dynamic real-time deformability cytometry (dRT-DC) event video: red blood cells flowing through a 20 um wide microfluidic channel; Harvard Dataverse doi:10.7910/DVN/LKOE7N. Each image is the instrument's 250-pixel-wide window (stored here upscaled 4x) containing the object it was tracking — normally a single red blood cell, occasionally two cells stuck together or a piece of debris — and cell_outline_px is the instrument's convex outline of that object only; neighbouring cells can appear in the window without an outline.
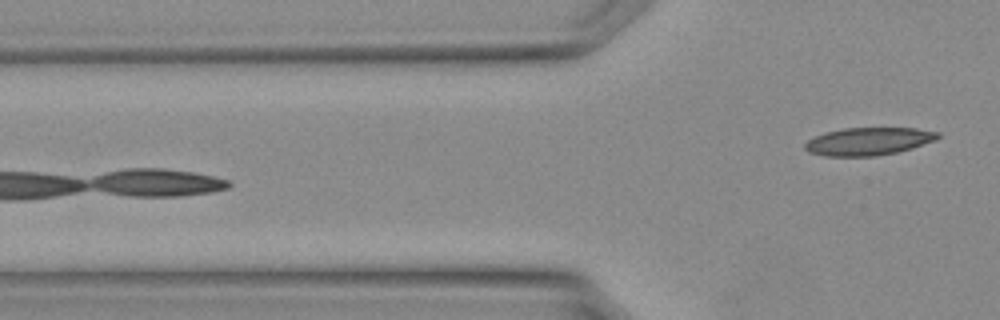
{"species": "Egyptian fruit bat (a non-hibernating species)", "species_latin": "Rousettus aegyptiacus", "temperature_condition": "warm", "stored_images_in_passage": 7, "camera_frame_rate_fps": 3000, "um_per_image_px": 0.085, "animal": {"sex": "female"}, "frame": {"image": 1, "passage_image": 7, "time_ms": 2.0, "image_size_px": [1000, 320], "cell_outline_px": [[940, 136], [936, 140], [912, 148], [896, 152], [876, 156], [824, 156], [808, 152], [804, 148], [804, 144], [808, 140], [816, 136], [828, 132], [844, 128], [916, 128], [940, 132]], "centroid_in_image_um": [73.83, 12.02], "position_along_channel_um": 52.0, "area_um2": 21.44}}